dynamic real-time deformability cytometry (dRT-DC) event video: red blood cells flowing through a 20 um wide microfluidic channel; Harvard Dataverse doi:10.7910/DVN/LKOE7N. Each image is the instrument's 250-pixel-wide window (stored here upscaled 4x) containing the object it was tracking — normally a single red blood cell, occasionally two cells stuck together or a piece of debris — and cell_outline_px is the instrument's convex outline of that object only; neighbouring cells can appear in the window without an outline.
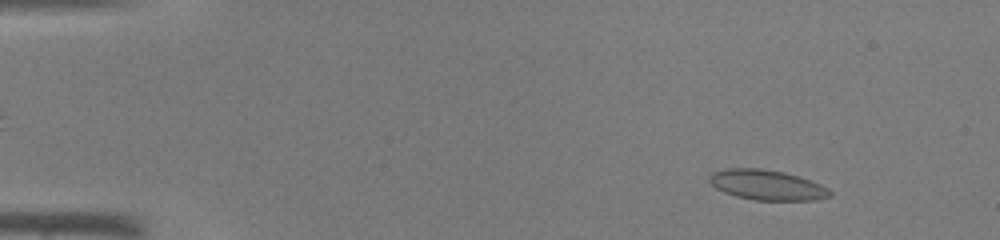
{"species": "common noctule bat (a hibernating species)", "species_latin": "Nyctalus noctula", "temperature_condition": "warm", "stored_images_in_passage": 14, "camera_frame_rate_fps": 3000, "um_per_image_px": 0.085, "animal": {"sex": "male", "body_mass_g": 19.0, "forearm_length_mm": 50.8}, "frame": {"image": 1, "passage_image": 5, "time_ms": 1.333, "image_size_px": [1000, 240], "cell_outline_px": [[832, 196], [816, 200], [756, 200], [736, 196], [724, 192], [716, 188], [708, 180], [708, 176], [712, 172], [728, 168], [760, 168], [784, 172], [820, 184], [828, 188], [832, 192]], "centroid_in_image_um": [65.18, 15.72], "position_along_channel_um": 19.8, "area_um2": 21.1}}